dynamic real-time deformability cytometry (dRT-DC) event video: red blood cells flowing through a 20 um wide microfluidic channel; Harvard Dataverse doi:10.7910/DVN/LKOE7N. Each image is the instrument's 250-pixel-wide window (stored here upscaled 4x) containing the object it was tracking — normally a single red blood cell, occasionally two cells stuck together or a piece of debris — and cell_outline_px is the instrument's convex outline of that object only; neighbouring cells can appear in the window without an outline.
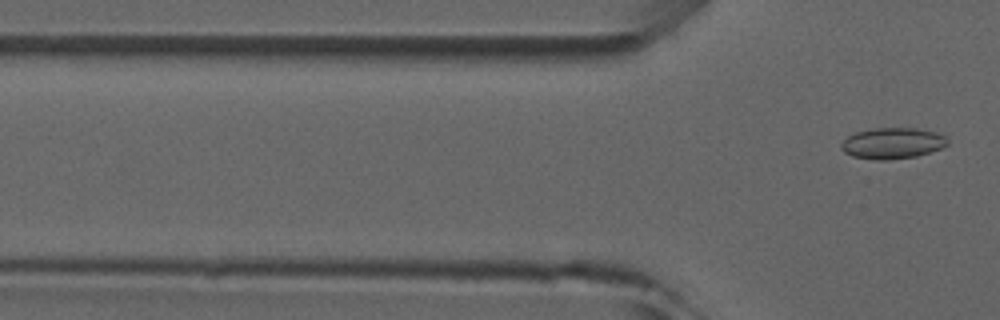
{"species": "common noctule bat (a hibernating species)", "species_latin": "Nyctalus noctula", "temperature_condition": "room temperature", "stored_images_in_passage": 5, "camera_frame_rate_fps": 3000, "um_per_image_px": 0.085, "animal": {"sex": "male", "forearm_length_mm": 52.5}, "frame": {"image": 1, "passage_image": 5, "time_ms": 5.667, "image_size_px": [1000, 320], "cell_outline_px": [[948, 144], [944, 148], [916, 156], [888, 160], [876, 160], [852, 156], [844, 152], [840, 148], [840, 144], [848, 136], [856, 132], [872, 128], [916, 128], [932, 132], [944, 136], [948, 140]], "centroid_in_image_um": [75.84, 12.18], "position_along_channel_um": 50.0, "area_um2": 19.25}}